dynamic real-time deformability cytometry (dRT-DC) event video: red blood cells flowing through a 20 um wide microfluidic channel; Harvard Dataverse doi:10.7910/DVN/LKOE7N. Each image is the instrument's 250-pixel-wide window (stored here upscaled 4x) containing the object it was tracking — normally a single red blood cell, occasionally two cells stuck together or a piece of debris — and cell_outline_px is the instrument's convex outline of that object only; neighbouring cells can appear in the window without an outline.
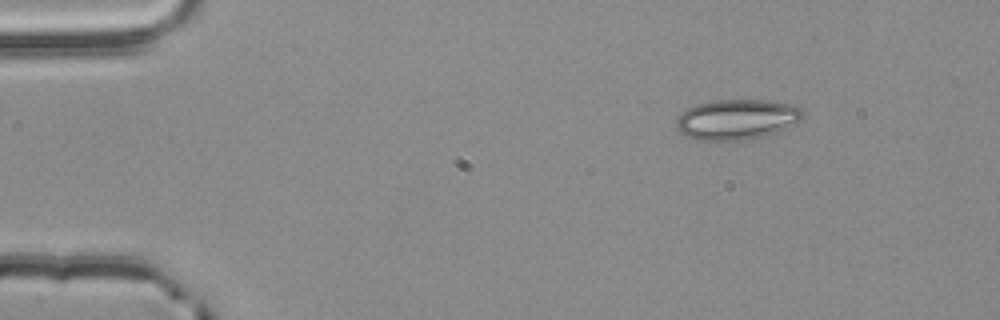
{"species": "common noctule bat (a hibernating species)", "species_latin": "Nyctalus noctula", "temperature_condition": "room temperature", "stored_images_in_passage": 3, "camera_frame_rate_fps": 3000, "um_per_image_px": 0.085, "animal": {"sex": "male", "body_mass_g": 20.4}, "frame": {"image": 1, "passage_image": 1, "time_ms": 0.0, "image_size_px": [1000, 320], "cell_outline_px": [[804, 116], [800, 120], [772, 132], [760, 136], [744, 140], [696, 140], [684, 136], [676, 128], [676, 120], [680, 112], [696, 104], [712, 100], [764, 100], [792, 104], [800, 108], [804, 112]], "centroid_in_image_um": [62.54, 10.13], "position_along_channel_um": 22.5, "area_um2": 29.48}}